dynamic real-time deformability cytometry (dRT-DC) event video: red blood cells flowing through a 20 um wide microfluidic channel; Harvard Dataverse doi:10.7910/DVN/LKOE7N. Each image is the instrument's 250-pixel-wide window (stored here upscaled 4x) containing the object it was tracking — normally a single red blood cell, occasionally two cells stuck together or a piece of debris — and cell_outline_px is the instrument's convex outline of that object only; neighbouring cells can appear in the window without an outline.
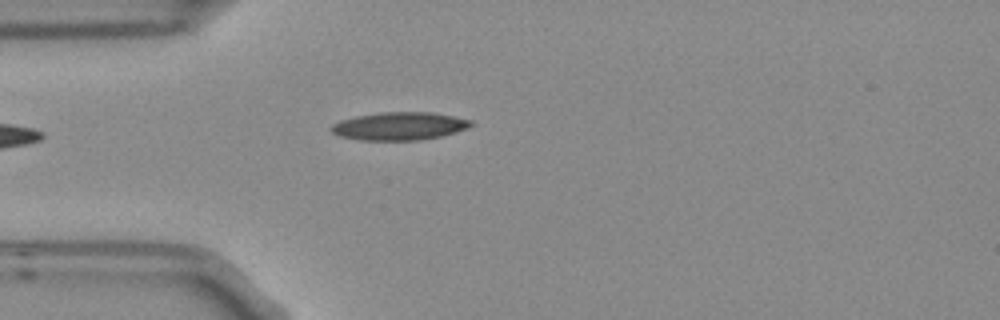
{"species": "Egyptian fruit bat (a non-hibernating species)", "species_latin": "Rousettus aegyptiacus", "temperature_condition": "room temperature", "stored_images_in_passage": 2, "camera_frame_rate_fps": 3000, "um_per_image_px": 0.085, "frame": {"image": 1, "passage_image": 2, "time_ms": 0.333, "image_size_px": [1000, 320], "cell_outline_px": [[472, 124], [456, 132], [440, 136], [420, 140], [360, 140], [340, 136], [332, 132], [328, 128], [332, 124], [340, 120], [356, 116], [380, 112], [432, 112], [472, 120]], "centroid_in_image_um": [33.89, 10.71], "position_along_channel_um": 51.1, "area_um2": 22.66}}